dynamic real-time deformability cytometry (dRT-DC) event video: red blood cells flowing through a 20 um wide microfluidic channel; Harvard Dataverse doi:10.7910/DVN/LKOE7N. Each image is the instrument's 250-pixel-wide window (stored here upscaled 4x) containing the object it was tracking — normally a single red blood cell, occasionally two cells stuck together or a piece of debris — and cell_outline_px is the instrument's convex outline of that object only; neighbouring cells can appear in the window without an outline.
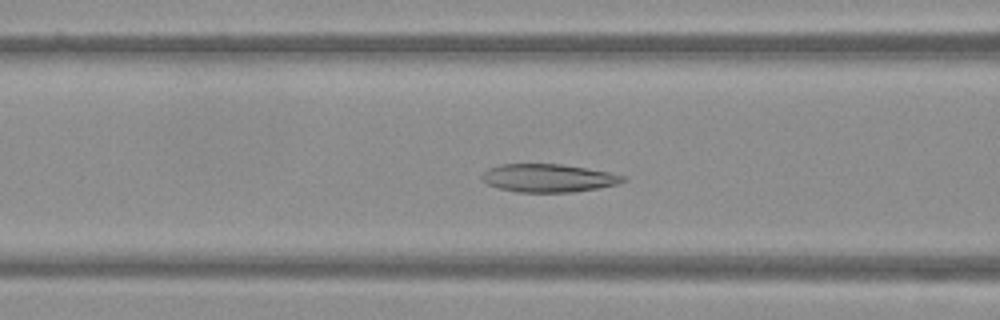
{"species": "Egyptian fruit bat (a non-hibernating species)", "species_latin": "Rousettus aegyptiacus", "temperature_condition": "warm", "stored_images_in_passage": 49, "camera_frame_rate_fps": 3000, "um_per_image_px": 0.085, "frame": {"image": 1, "passage_image": 19, "time_ms": 6.0, "image_size_px": [1000, 320], "cell_outline_px": [[628, 180], [616, 184], [596, 188], [572, 192], [516, 192], [500, 188], [488, 184], [480, 180], [480, 176], [488, 168], [500, 164], [560, 164], [608, 172], [628, 176]], "centroid_in_image_um": [46.59, 15.13], "position_along_channel_um": 120.0, "area_um2": 23.06}}
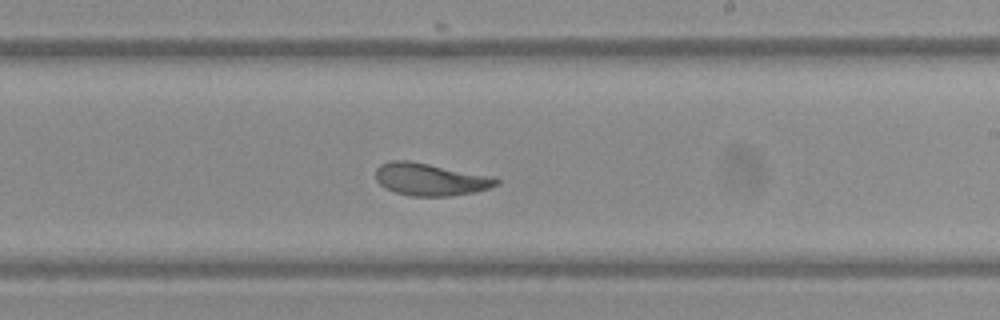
{"frame": {"image": 2, "passage_image": 29, "time_ms": 9.333, "image_size_px": [1000, 320], "cell_outline_px": [[500, 184], [476, 192], [452, 196], [412, 196], [396, 192], [380, 184], [376, 180], [376, 168], [380, 164], [388, 160], [408, 160], [496, 176], [500, 180]], "centroid_in_image_um": [36.63, 15.23], "position_along_channel_um": 252.4, "area_um2": 23.06}}
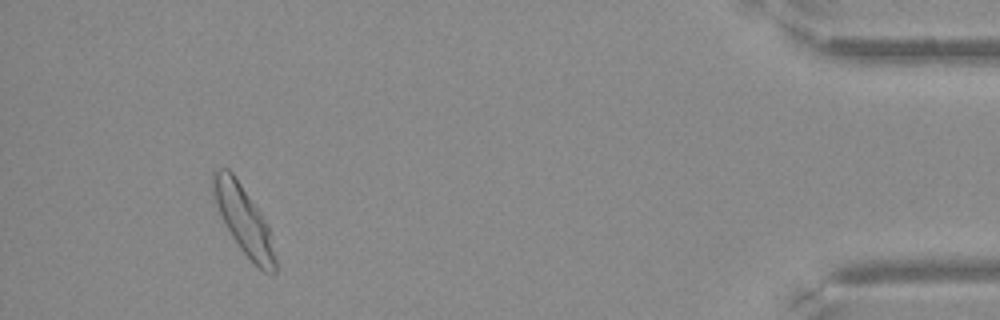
{"frame": {"image": 3, "passage_image": 46, "time_ms": 15.0, "image_size_px": [1000, 320], "cell_outline_px": [[276, 272], [264, 272], [240, 248], [232, 236], [212, 196], [212, 172], [216, 168], [228, 168], [232, 172], [260, 212], [268, 224], [276, 260]], "centroid_in_image_um": [20.7, 18.65], "position_along_channel_um": 414.5, "area_um2": 24.04}}